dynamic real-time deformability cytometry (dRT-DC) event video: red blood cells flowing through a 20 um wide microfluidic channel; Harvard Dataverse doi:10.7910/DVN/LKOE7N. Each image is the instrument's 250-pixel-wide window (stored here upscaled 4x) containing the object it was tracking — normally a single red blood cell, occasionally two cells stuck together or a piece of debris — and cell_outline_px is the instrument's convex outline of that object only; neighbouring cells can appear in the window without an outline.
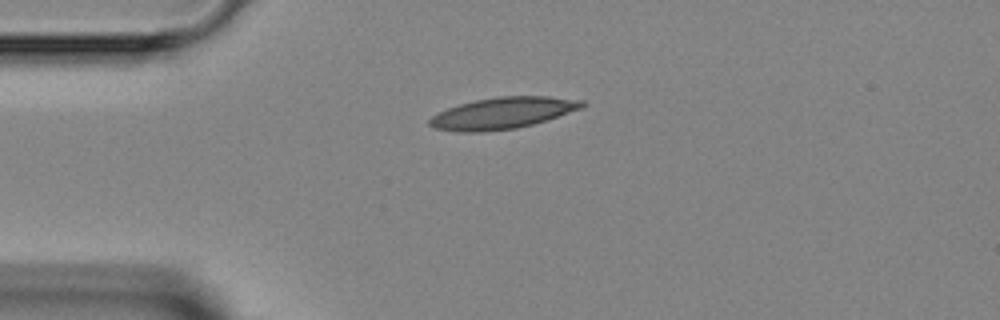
{"species": "Egyptian fruit bat (a non-hibernating species)", "species_latin": "Rousettus aegyptiacus", "temperature_condition": "room temperature", "stored_images_in_passage": 4, "camera_frame_rate_fps": 3000, "um_per_image_px": 0.085, "animal": {"sex": "female"}, "frame": {"image": 1, "passage_image": 1, "time_ms": 0.0, "image_size_px": [1000, 320], "cell_outline_px": [[588, 104], [584, 108], [532, 124], [516, 128], [480, 132], [456, 132], [436, 128], [428, 124], [428, 120], [432, 116], [448, 108], [460, 104], [476, 100], [496, 96], [548, 96], [584, 100]], "centroid_in_image_um": [42.76, 9.6], "position_along_channel_um": 42.2, "area_um2": 27.98}}
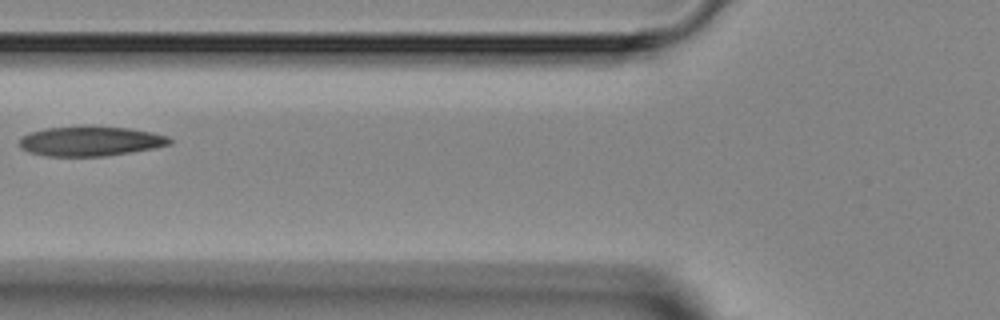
{"frame": {"image": 2, "passage_image": 3, "time_ms": 2.333, "image_size_px": [1000, 320], "cell_outline_px": [[172, 144], [152, 148], [104, 156], [44, 156], [28, 152], [20, 148], [20, 136], [28, 132], [48, 128], [128, 128], [152, 132], [168, 136], [172, 140]], "centroid_in_image_um": [7.65, 12.03], "position_along_channel_um": 118.2, "area_um2": 25.37}}
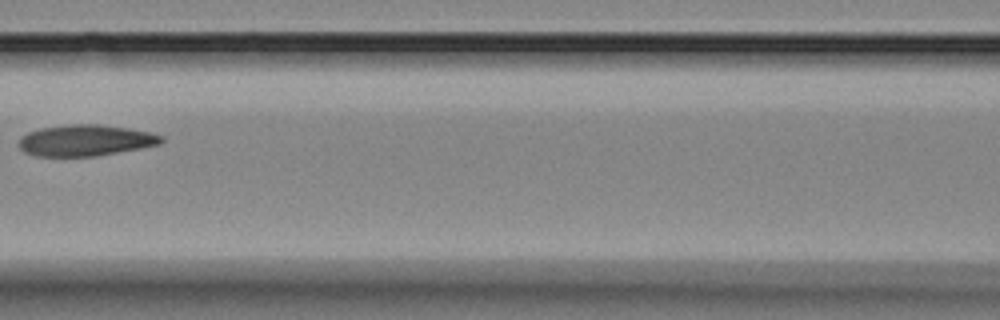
{"frame": {"image": 3, "passage_image": 4, "time_ms": 3.333, "image_size_px": [1000, 320], "cell_outline_px": [[164, 140], [160, 144], [140, 148], [96, 156], [36, 156], [24, 152], [16, 144], [20, 136], [28, 132], [40, 128], [72, 124], [100, 124], [128, 128], [148, 132], [164, 136]], "centroid_in_image_um": [7.22, 11.93], "position_along_channel_um": 159.4, "area_um2": 26.01}}